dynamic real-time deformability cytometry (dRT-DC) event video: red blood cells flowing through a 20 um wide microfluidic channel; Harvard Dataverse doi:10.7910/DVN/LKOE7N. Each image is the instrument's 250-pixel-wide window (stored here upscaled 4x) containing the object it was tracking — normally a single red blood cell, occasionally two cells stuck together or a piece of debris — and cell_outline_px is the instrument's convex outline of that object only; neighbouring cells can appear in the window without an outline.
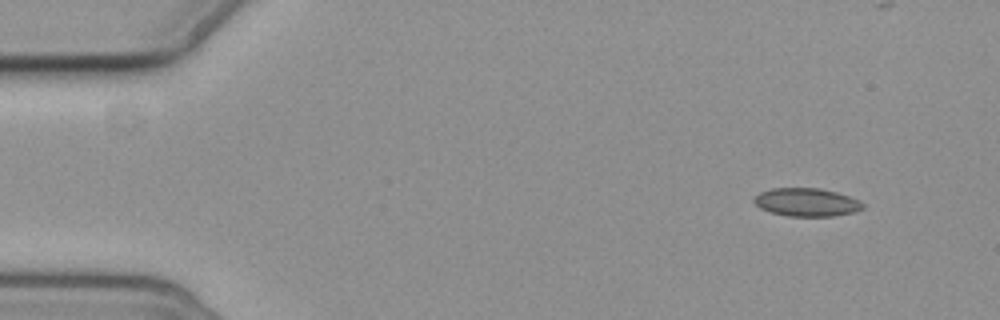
{"species": "common noctule bat (a hibernating species)", "species_latin": "Nyctalus noctula", "temperature_condition": "cold", "stored_images_in_passage": 3, "camera_frame_rate_fps": 3000, "um_per_image_px": 0.085, "animal": {"sex": "female", "body_mass_g": 19.3, "forearm_length_mm": 54.1}, "frame": {"image": 1, "passage_image": 3, "time_ms": 2.333, "image_size_px": [1000, 320], "cell_outline_px": [[864, 208], [856, 212], [832, 216], [788, 216], [772, 212], [760, 208], [752, 200], [760, 192], [772, 188], [820, 188], [836, 192], [860, 200], [864, 204]], "centroid_in_image_um": [68.59, 17.19], "position_along_channel_um": 16.4, "area_um2": 17.86}}